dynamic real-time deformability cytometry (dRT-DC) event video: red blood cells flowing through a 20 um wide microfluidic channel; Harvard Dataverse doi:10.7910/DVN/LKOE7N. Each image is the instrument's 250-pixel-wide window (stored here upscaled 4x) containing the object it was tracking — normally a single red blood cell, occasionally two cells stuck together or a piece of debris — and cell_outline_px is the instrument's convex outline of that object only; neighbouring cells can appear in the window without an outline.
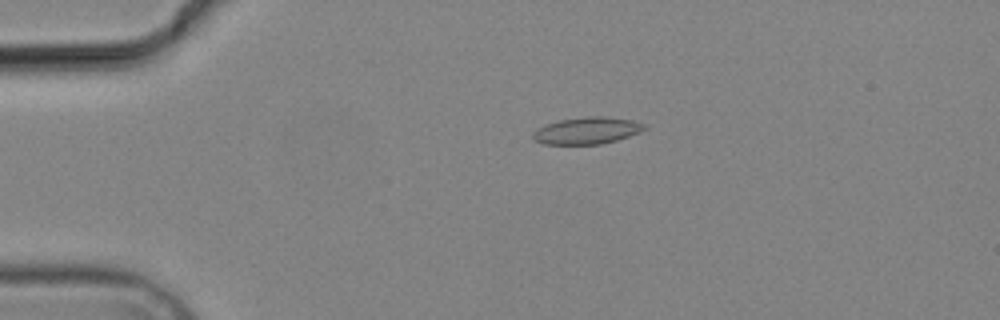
{"species": "common noctule bat (a hibernating species)", "species_latin": "Nyctalus noctula", "temperature_condition": "cold", "stored_images_in_passage": 2, "camera_frame_rate_fps": 3000, "um_per_image_px": 0.085, "animal": {"sex": "male", "body_mass_g": 19.2, "forearm_length_mm": 51.8}, "frame": {"image": 1, "passage_image": 1, "time_ms": 0.0, "image_size_px": [1000, 320], "cell_outline_px": [[648, 128], [640, 132], [616, 140], [600, 144], [544, 144], [536, 140], [532, 136], [532, 132], [536, 128], [560, 120], [588, 116], [604, 116], [632, 120], [644, 124]], "centroid_in_image_um": [49.9, 11.1], "position_along_channel_um": 35.1, "area_um2": 17.34}}